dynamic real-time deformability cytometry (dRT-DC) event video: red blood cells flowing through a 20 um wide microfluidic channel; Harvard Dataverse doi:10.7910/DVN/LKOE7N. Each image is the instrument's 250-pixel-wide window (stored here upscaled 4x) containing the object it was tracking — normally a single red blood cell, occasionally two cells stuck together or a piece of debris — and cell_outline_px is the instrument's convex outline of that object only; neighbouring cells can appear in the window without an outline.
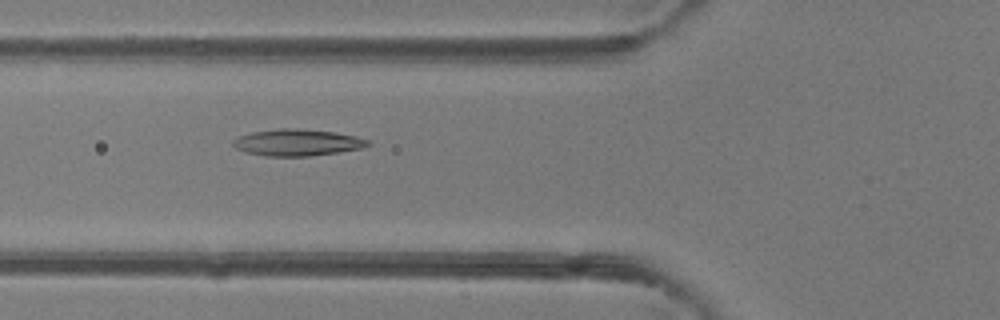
{"species": "common noctule bat (a hibernating species)", "species_latin": "Nyctalus noctula", "temperature_condition": "room temperature", "stored_images_in_passage": 34, "camera_frame_rate_fps": 3000, "um_per_image_px": 0.085, "animal": {"sex": "female"}, "frame": {"image": 1, "passage_image": 4, "time_ms": 1.0, "image_size_px": [1000, 320], "cell_outline_px": [[372, 144], [364, 148], [340, 152], [308, 156], [264, 156], [244, 152], [236, 148], [232, 144], [232, 140], [240, 136], [252, 132], [280, 128], [296, 128], [336, 132], [356, 136], [368, 140]], "centroid_in_image_um": [25.29, 12.11], "position_along_channel_um": 100.5, "area_um2": 21.1}}
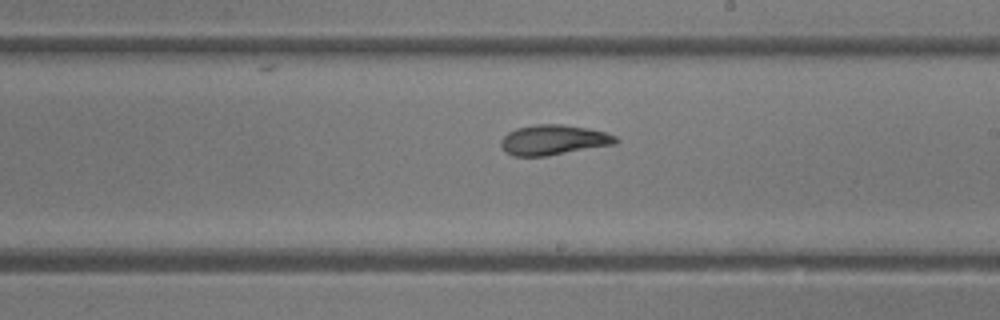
{"frame": {"image": 2, "passage_image": 14, "time_ms": 4.333, "image_size_px": [1000, 320], "cell_outline_px": [[620, 140], [616, 144], [548, 156], [512, 156], [504, 152], [500, 144], [500, 140], [508, 132], [516, 128], [536, 124], [560, 124], [588, 128], [604, 132], [616, 136]], "centroid_in_image_um": [47.03, 11.9], "position_along_channel_um": 242.0, "area_um2": 20.35}}
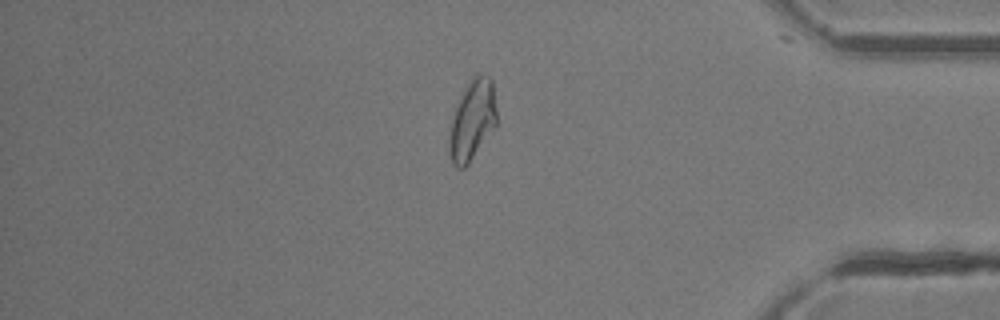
{"frame": {"image": 3, "passage_image": 27, "time_ms": 8.667, "image_size_px": [1000, 320], "cell_outline_px": [[496, 124], [468, 164], [464, 168], [456, 168], [452, 164], [448, 152], [448, 140], [452, 120], [456, 108], [468, 84], [476, 72], [480, 72], [488, 76], [492, 80], [496, 112]], "centroid_in_image_um": [40.13, 10.24], "position_along_channel_um": 395.1, "area_um2": 21.73}, "authors_computed_cell_mechanics": {"area_um2": 20.6057, "velocity_mm_per_s": 4.2227, "shape_relaxation_time_tau1_ms": 4.3614, "shape_relaxation_time_tau2_ms": 1.581, "deformation_change_tau1": 0.1706, "deformation_change_tau2": 0.0679}}